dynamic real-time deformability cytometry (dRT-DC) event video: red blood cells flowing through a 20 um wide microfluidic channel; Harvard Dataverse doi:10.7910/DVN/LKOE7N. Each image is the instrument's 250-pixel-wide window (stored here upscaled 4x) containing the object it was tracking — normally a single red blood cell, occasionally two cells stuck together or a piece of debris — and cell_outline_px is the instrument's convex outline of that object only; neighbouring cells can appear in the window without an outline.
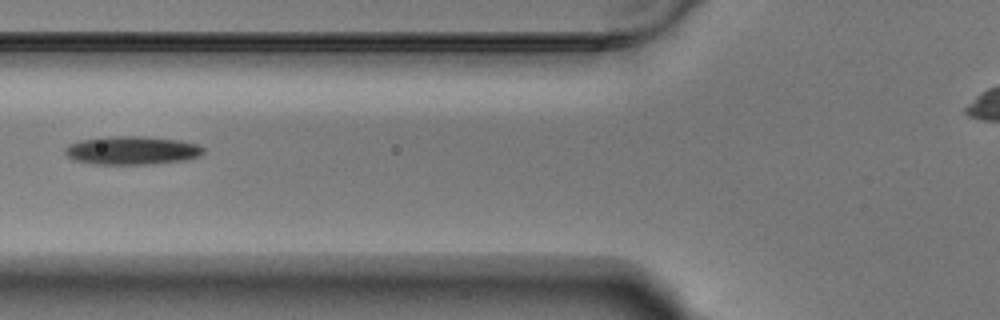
{"species": "Egyptian fruit bat (a non-hibernating species)", "species_latin": "Rousettus aegyptiacus", "temperature_condition": "warm", "stored_images_in_passage": 4, "camera_frame_rate_fps": 3000, "um_per_image_px": 0.085, "animal": {"sex": "male"}, "frame": {"image": 1, "passage_image": 2, "time_ms": 0.333, "image_size_px": [1000, 320], "cell_outline_px": [[204, 152], [200, 156], [184, 160], [152, 164], [92, 164], [72, 160], [64, 152], [64, 148], [68, 144], [80, 140], [108, 136], [140, 136], [180, 140], [200, 144], [204, 148]], "centroid_in_image_um": [11.2, 12.78], "position_along_channel_um": 114.6, "area_um2": 23.18}}
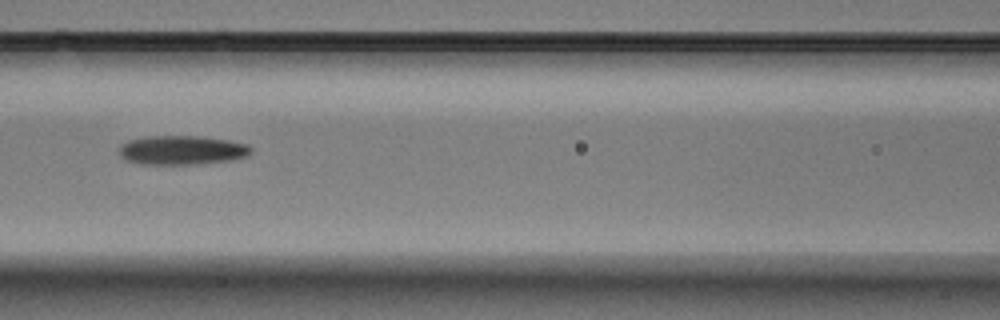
{"frame": {"image": 2, "passage_image": 3, "time_ms": 0.667, "image_size_px": [1000, 320], "cell_outline_px": [[252, 152], [248, 156], [232, 160], [204, 164], [140, 164], [128, 160], [120, 156], [120, 144], [128, 140], [148, 136], [200, 136], [228, 140], [248, 144], [252, 148]], "centroid_in_image_um": [15.5, 12.76], "position_along_channel_um": 151.1, "area_um2": 22.6}}
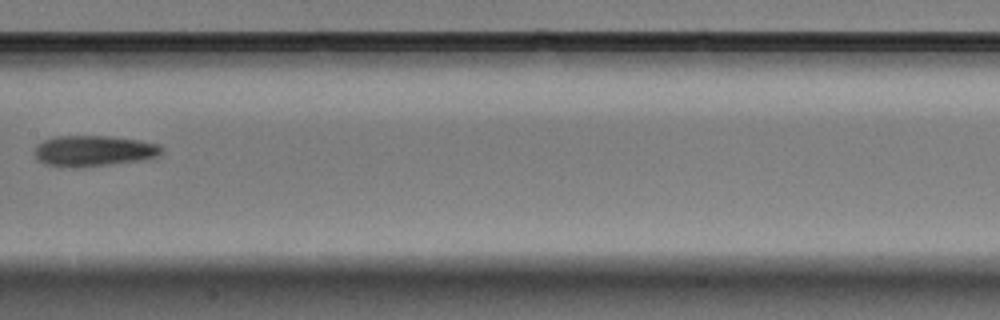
{"frame": {"image": 3, "passage_image": 4, "time_ms": 1.0, "image_size_px": [1000, 320], "cell_outline_px": [[164, 152], [148, 160], [80, 168], [68, 168], [44, 164], [36, 160], [32, 152], [36, 144], [44, 140], [56, 136], [112, 136], [140, 140], [160, 144], [164, 148]], "centroid_in_image_um": [7.96, 12.84], "position_along_channel_um": 199.4, "area_um2": 23.7}}